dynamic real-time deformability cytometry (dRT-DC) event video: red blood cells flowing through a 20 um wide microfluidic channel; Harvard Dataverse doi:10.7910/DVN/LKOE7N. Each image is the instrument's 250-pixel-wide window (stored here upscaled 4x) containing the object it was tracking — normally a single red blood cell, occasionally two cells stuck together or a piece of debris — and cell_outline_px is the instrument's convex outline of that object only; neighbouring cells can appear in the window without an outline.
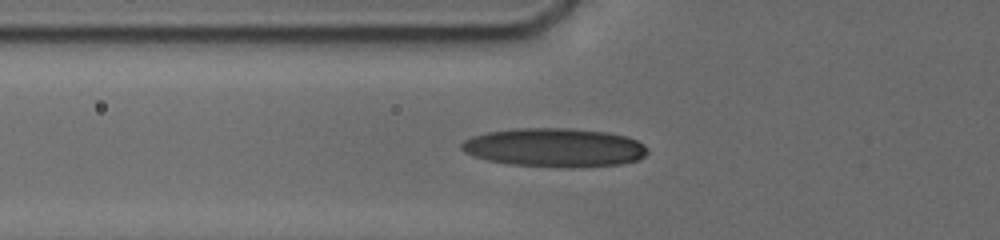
{"species": "human", "species_latin": "Homo sapiens", "temperature_condition": "cold", "stored_images_in_passage": 24, "camera_frame_rate_fps": 3000, "um_per_image_px": 0.085, "donor": {"sex": "male"}, "frame": {"image": 1, "passage_image": 15, "time_ms": 7.333, "image_size_px": [1000, 240], "cell_outline_px": [[648, 152], [644, 156], [636, 160], [620, 164], [572, 168], [564, 168], [512, 164], [488, 160], [464, 152], [460, 148], [460, 144], [464, 140], [472, 136], [488, 132], [516, 128], [568, 128], [608, 132], [628, 136], [644, 144], [648, 148]], "centroid_in_image_um": [47.16, 12.54], "position_along_channel_um": 78.6, "area_um2": 42.14}}
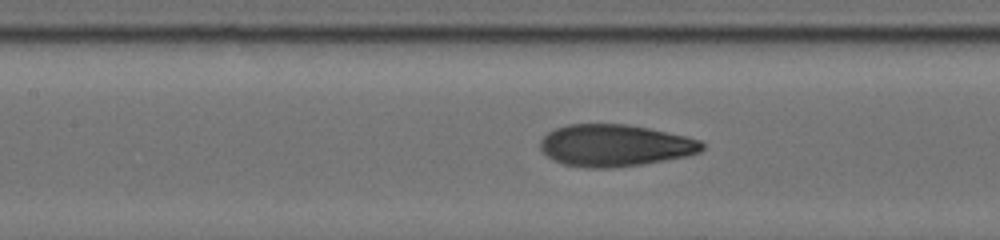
{"frame": {"image": 2, "passage_image": 21, "time_ms": 9.333, "image_size_px": [1000, 240], "cell_outline_px": [[704, 148], [700, 152], [688, 156], [644, 164], [612, 168], [588, 168], [564, 164], [552, 160], [540, 148], [540, 140], [548, 132], [556, 128], [568, 124], [628, 124], [648, 128], [684, 136], [700, 140], [704, 144]], "centroid_in_image_um": [52.27, 12.37], "position_along_channel_um": 155.1, "area_um2": 39.59}}
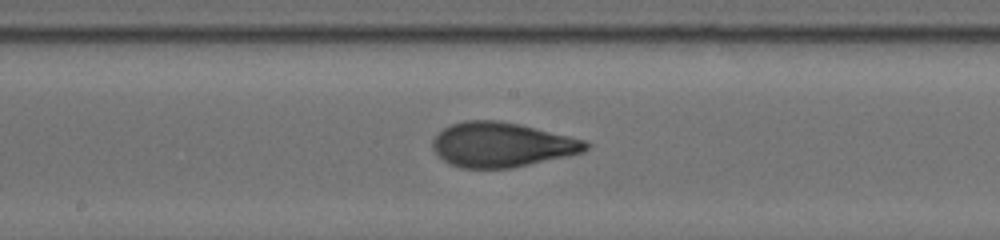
{"frame": {"image": 3, "passage_image": 23, "time_ms": 10.667, "image_size_px": [1000, 240], "cell_outline_px": [[592, 144], [584, 152], [568, 156], [512, 168], [460, 168], [444, 160], [432, 148], [432, 140], [444, 128], [452, 124], [464, 120], [496, 120], [520, 124], [584, 140]], "centroid_in_image_um": [42.67, 12.3], "position_along_channel_um": 205.5, "area_um2": 39.71}}